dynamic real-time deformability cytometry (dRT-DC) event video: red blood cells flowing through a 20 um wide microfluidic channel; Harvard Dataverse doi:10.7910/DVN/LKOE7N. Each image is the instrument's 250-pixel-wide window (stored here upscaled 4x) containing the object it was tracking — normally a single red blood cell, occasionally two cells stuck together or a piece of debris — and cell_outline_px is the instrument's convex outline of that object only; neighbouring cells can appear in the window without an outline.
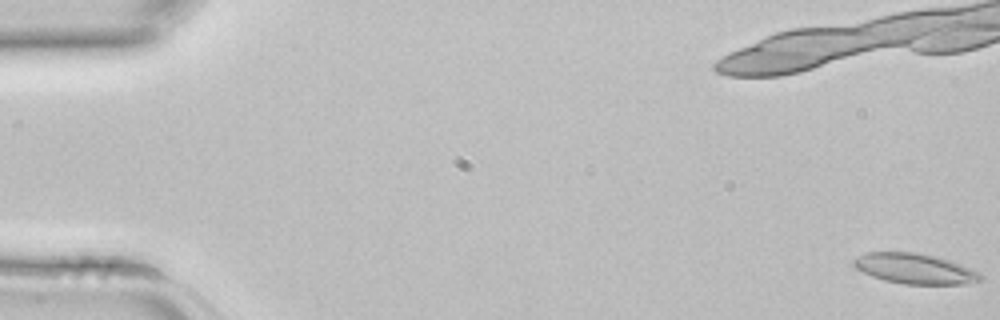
{"species": "common noctule bat (a hibernating species)", "species_latin": "Nyctalus noctula", "temperature_condition": "room temperature", "stored_images_in_passage": 5, "camera_frame_rate_fps": 3000, "um_per_image_px": 0.085, "animal": {"sex": "female", "body_mass_g": 22.7, "forearm_length_mm": 54.2}, "frame": {"image": 1, "passage_image": 1, "time_ms": 0.0, "image_size_px": [1000, 320], "cell_outline_px": [[984, 280], [964, 284], [904, 284], [884, 280], [872, 276], [856, 268], [852, 264], [852, 260], [868, 252], [916, 252], [936, 256], [960, 264], [980, 272], [984, 276]], "centroid_in_image_um": [77.8, 22.84], "position_along_channel_um": 7.2, "area_um2": 22.43}}
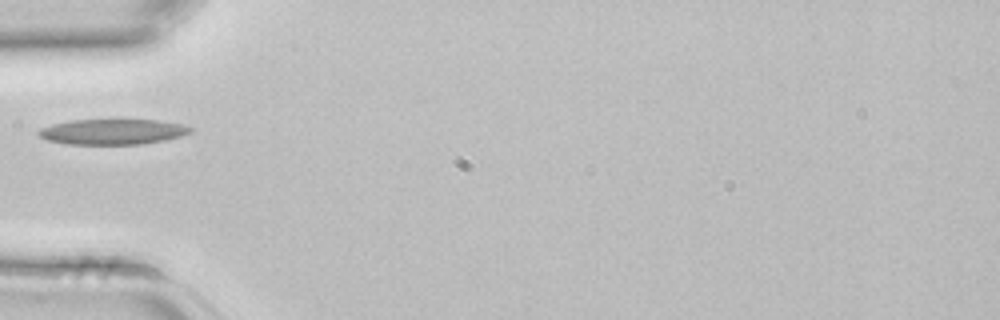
{"frame": {"image": 2, "passage_image": 5, "time_ms": 1.333, "image_size_px": [1000, 320], "cell_outline_px": [[196, 128], [192, 132], [180, 136], [164, 140], [140, 144], [68, 144], [48, 140], [40, 136], [36, 132], [40, 128], [52, 124], [72, 120], [156, 120], [180, 124]], "centroid_in_image_um": [9.58, 11.2], "position_along_channel_um": 75.4, "area_um2": 22.37}}